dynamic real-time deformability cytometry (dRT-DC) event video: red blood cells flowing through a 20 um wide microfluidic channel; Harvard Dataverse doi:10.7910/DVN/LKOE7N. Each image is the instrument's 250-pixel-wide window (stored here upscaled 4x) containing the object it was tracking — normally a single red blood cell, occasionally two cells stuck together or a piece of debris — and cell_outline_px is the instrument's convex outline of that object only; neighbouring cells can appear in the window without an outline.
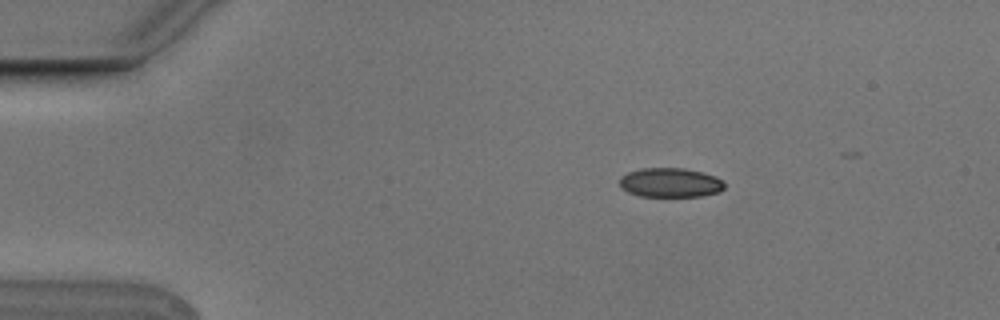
{"species": "Egyptian fruit bat (a non-hibernating species)", "species_latin": "Rousettus aegyptiacus", "temperature_condition": "cold", "stored_images_in_passage": 5, "camera_frame_rate_fps": 3000, "um_per_image_px": 0.085, "animal": {"sex": "male"}, "frame": {"image": 1, "passage_image": 3, "time_ms": 0.667, "image_size_px": [1000, 320], "cell_outline_px": [[724, 188], [720, 192], [704, 196], [640, 196], [628, 192], [620, 188], [620, 176], [628, 172], [640, 168], [684, 168], [704, 172], [716, 176], [724, 180]], "centroid_in_image_um": [57.0, 15.52], "position_along_channel_um": 28.0, "area_um2": 18.21}}